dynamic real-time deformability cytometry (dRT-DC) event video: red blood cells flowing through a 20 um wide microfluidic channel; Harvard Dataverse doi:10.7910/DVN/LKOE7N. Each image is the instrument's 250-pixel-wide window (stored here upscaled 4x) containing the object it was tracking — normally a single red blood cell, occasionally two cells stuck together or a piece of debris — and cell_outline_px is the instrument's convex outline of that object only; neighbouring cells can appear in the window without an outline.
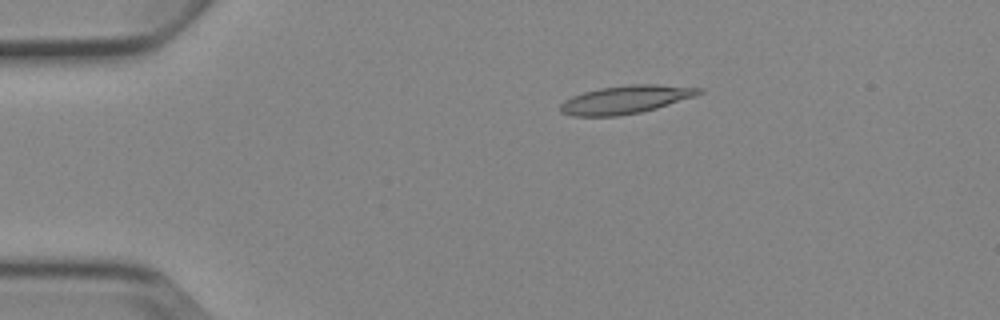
{"species": "Egyptian fruit bat (a non-hibernating species)", "species_latin": "Rousettus aegyptiacus", "temperature_condition": "cold", "stored_images_in_passage": 7, "camera_frame_rate_fps": 3000, "um_per_image_px": 0.085, "animal": {"sex": "female"}, "frame": {"image": 1, "passage_image": 2, "time_ms": 2.0, "image_size_px": [1000, 320], "cell_outline_px": [[704, 92], [696, 96], [656, 108], [640, 112], [616, 116], [572, 116], [560, 112], [560, 104], [564, 100], [572, 96], [584, 92], [600, 88], [632, 84], [660, 84], [704, 88]], "centroid_in_image_um": [53.2, 8.45], "position_along_channel_um": 31.8, "area_um2": 22.77}}
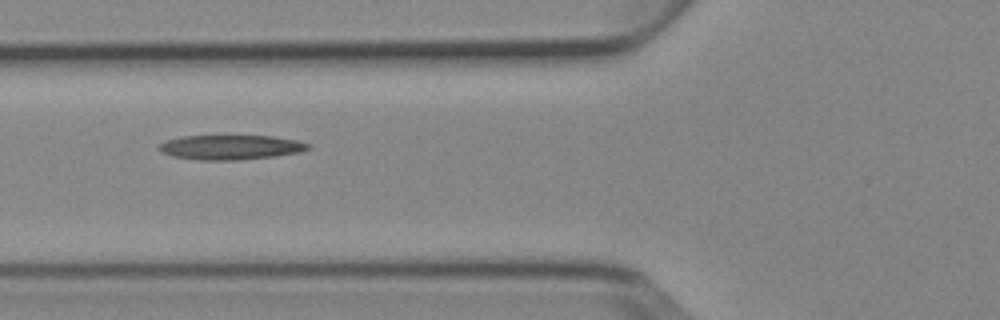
{"frame": {"image": 2, "passage_image": 5, "time_ms": 5.333, "image_size_px": [1000, 320], "cell_outline_px": [[312, 148], [300, 152], [276, 156], [236, 160], [196, 160], [172, 156], [160, 152], [160, 144], [168, 140], [184, 136], [228, 132], [272, 136], [296, 140], [312, 144]], "centroid_in_image_um": [19.64, 12.46], "position_along_channel_um": 106.2, "area_um2": 22.66}}
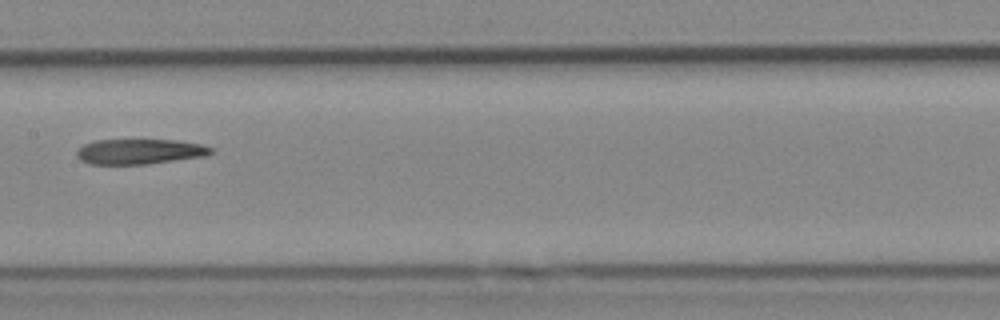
{"frame": {"image": 3, "passage_image": 7, "time_ms": 7.667, "image_size_px": [1000, 320], "cell_outline_px": [[216, 148], [208, 156], [148, 164], [88, 164], [80, 160], [76, 156], [76, 152], [84, 144], [96, 140], [176, 140], [200, 144]], "centroid_in_image_um": [11.9, 12.89], "position_along_channel_um": 195.5, "area_um2": 19.88}}